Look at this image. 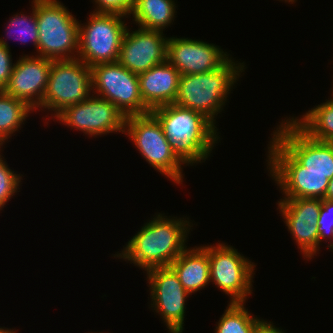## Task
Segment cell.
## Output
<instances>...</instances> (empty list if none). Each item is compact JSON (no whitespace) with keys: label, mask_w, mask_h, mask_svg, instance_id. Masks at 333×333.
I'll return each mask as SVG.
<instances>
[{"label":"cell","mask_w":333,"mask_h":333,"mask_svg":"<svg viewBox=\"0 0 333 333\" xmlns=\"http://www.w3.org/2000/svg\"><path fill=\"white\" fill-rule=\"evenodd\" d=\"M174 0H136L132 12L139 27L163 32L175 19Z\"/></svg>","instance_id":"cell-20"},{"label":"cell","mask_w":333,"mask_h":333,"mask_svg":"<svg viewBox=\"0 0 333 333\" xmlns=\"http://www.w3.org/2000/svg\"><path fill=\"white\" fill-rule=\"evenodd\" d=\"M34 110L25 102L0 90V147L24 124Z\"/></svg>","instance_id":"cell-22"},{"label":"cell","mask_w":333,"mask_h":333,"mask_svg":"<svg viewBox=\"0 0 333 333\" xmlns=\"http://www.w3.org/2000/svg\"><path fill=\"white\" fill-rule=\"evenodd\" d=\"M319 245L321 241L330 239L329 248L333 249V202L322 199V207L320 209L318 222ZM332 240V241H331Z\"/></svg>","instance_id":"cell-26"},{"label":"cell","mask_w":333,"mask_h":333,"mask_svg":"<svg viewBox=\"0 0 333 333\" xmlns=\"http://www.w3.org/2000/svg\"><path fill=\"white\" fill-rule=\"evenodd\" d=\"M179 71L167 60L138 75L140 94L151 111L173 104L178 94Z\"/></svg>","instance_id":"cell-18"},{"label":"cell","mask_w":333,"mask_h":333,"mask_svg":"<svg viewBox=\"0 0 333 333\" xmlns=\"http://www.w3.org/2000/svg\"><path fill=\"white\" fill-rule=\"evenodd\" d=\"M10 46L0 37V90H4L9 82L15 63H12Z\"/></svg>","instance_id":"cell-28"},{"label":"cell","mask_w":333,"mask_h":333,"mask_svg":"<svg viewBox=\"0 0 333 333\" xmlns=\"http://www.w3.org/2000/svg\"><path fill=\"white\" fill-rule=\"evenodd\" d=\"M273 137L300 163V173L333 177V143L308 136L292 119L282 120Z\"/></svg>","instance_id":"cell-11"},{"label":"cell","mask_w":333,"mask_h":333,"mask_svg":"<svg viewBox=\"0 0 333 333\" xmlns=\"http://www.w3.org/2000/svg\"><path fill=\"white\" fill-rule=\"evenodd\" d=\"M146 272L152 310L154 308L161 316L170 333H182L185 303L190 294L184 289L170 266L155 267Z\"/></svg>","instance_id":"cell-13"},{"label":"cell","mask_w":333,"mask_h":333,"mask_svg":"<svg viewBox=\"0 0 333 333\" xmlns=\"http://www.w3.org/2000/svg\"><path fill=\"white\" fill-rule=\"evenodd\" d=\"M210 281L228 296L230 303H245L252 294L255 263L225 243L208 245Z\"/></svg>","instance_id":"cell-10"},{"label":"cell","mask_w":333,"mask_h":333,"mask_svg":"<svg viewBox=\"0 0 333 333\" xmlns=\"http://www.w3.org/2000/svg\"><path fill=\"white\" fill-rule=\"evenodd\" d=\"M150 112L161 124L172 146L191 166L206 161L220 138L217 127L204 115L191 109L173 103Z\"/></svg>","instance_id":"cell-2"},{"label":"cell","mask_w":333,"mask_h":333,"mask_svg":"<svg viewBox=\"0 0 333 333\" xmlns=\"http://www.w3.org/2000/svg\"><path fill=\"white\" fill-rule=\"evenodd\" d=\"M244 304L229 303L215 326V333H256L266 321L251 315Z\"/></svg>","instance_id":"cell-23"},{"label":"cell","mask_w":333,"mask_h":333,"mask_svg":"<svg viewBox=\"0 0 333 333\" xmlns=\"http://www.w3.org/2000/svg\"><path fill=\"white\" fill-rule=\"evenodd\" d=\"M282 1H283V0H282ZM286 1H287L288 3L291 2V3L293 4L296 0H285V2H286Z\"/></svg>","instance_id":"cell-32"},{"label":"cell","mask_w":333,"mask_h":333,"mask_svg":"<svg viewBox=\"0 0 333 333\" xmlns=\"http://www.w3.org/2000/svg\"><path fill=\"white\" fill-rule=\"evenodd\" d=\"M16 331H17V330H14V329L11 330V329H9V328L7 329V328H4V327H3V328L0 327V333H16Z\"/></svg>","instance_id":"cell-31"},{"label":"cell","mask_w":333,"mask_h":333,"mask_svg":"<svg viewBox=\"0 0 333 333\" xmlns=\"http://www.w3.org/2000/svg\"><path fill=\"white\" fill-rule=\"evenodd\" d=\"M183 218H169L158 213L114 255L145 271L166 267L187 248L185 242L193 224ZM192 224V225H191ZM191 225V226H190Z\"/></svg>","instance_id":"cell-1"},{"label":"cell","mask_w":333,"mask_h":333,"mask_svg":"<svg viewBox=\"0 0 333 333\" xmlns=\"http://www.w3.org/2000/svg\"><path fill=\"white\" fill-rule=\"evenodd\" d=\"M277 204L304 259H312L320 249L317 222L322 199L281 198Z\"/></svg>","instance_id":"cell-14"},{"label":"cell","mask_w":333,"mask_h":333,"mask_svg":"<svg viewBox=\"0 0 333 333\" xmlns=\"http://www.w3.org/2000/svg\"><path fill=\"white\" fill-rule=\"evenodd\" d=\"M323 199L333 202V177L329 180L328 188Z\"/></svg>","instance_id":"cell-30"},{"label":"cell","mask_w":333,"mask_h":333,"mask_svg":"<svg viewBox=\"0 0 333 333\" xmlns=\"http://www.w3.org/2000/svg\"><path fill=\"white\" fill-rule=\"evenodd\" d=\"M256 333H285L282 331V329L277 328L273 323L271 322H265Z\"/></svg>","instance_id":"cell-29"},{"label":"cell","mask_w":333,"mask_h":333,"mask_svg":"<svg viewBox=\"0 0 333 333\" xmlns=\"http://www.w3.org/2000/svg\"><path fill=\"white\" fill-rule=\"evenodd\" d=\"M138 28L135 31L126 28L118 62L139 75L167 60L168 37L161 31Z\"/></svg>","instance_id":"cell-15"},{"label":"cell","mask_w":333,"mask_h":333,"mask_svg":"<svg viewBox=\"0 0 333 333\" xmlns=\"http://www.w3.org/2000/svg\"><path fill=\"white\" fill-rule=\"evenodd\" d=\"M91 77L92 93L113 103L125 117L150 112L140 94L138 74L118 61L94 65Z\"/></svg>","instance_id":"cell-8"},{"label":"cell","mask_w":333,"mask_h":333,"mask_svg":"<svg viewBox=\"0 0 333 333\" xmlns=\"http://www.w3.org/2000/svg\"><path fill=\"white\" fill-rule=\"evenodd\" d=\"M0 147V153H1ZM0 154V210L4 208L8 200L11 199L18 191L19 184L22 177L20 174L14 173L10 167H8L4 157ZM3 159V160H2Z\"/></svg>","instance_id":"cell-25"},{"label":"cell","mask_w":333,"mask_h":333,"mask_svg":"<svg viewBox=\"0 0 333 333\" xmlns=\"http://www.w3.org/2000/svg\"><path fill=\"white\" fill-rule=\"evenodd\" d=\"M229 55L213 43L168 37L167 61L179 71L180 75L215 71L230 59Z\"/></svg>","instance_id":"cell-16"},{"label":"cell","mask_w":333,"mask_h":333,"mask_svg":"<svg viewBox=\"0 0 333 333\" xmlns=\"http://www.w3.org/2000/svg\"><path fill=\"white\" fill-rule=\"evenodd\" d=\"M35 14L38 56L52 60L77 58L79 21L67 7L58 0H35Z\"/></svg>","instance_id":"cell-5"},{"label":"cell","mask_w":333,"mask_h":333,"mask_svg":"<svg viewBox=\"0 0 333 333\" xmlns=\"http://www.w3.org/2000/svg\"><path fill=\"white\" fill-rule=\"evenodd\" d=\"M51 66L52 59L38 55L19 57L3 91L25 102L33 110H38L46 91Z\"/></svg>","instance_id":"cell-17"},{"label":"cell","mask_w":333,"mask_h":333,"mask_svg":"<svg viewBox=\"0 0 333 333\" xmlns=\"http://www.w3.org/2000/svg\"><path fill=\"white\" fill-rule=\"evenodd\" d=\"M169 266L190 295L204 289L211 282L207 245L186 248Z\"/></svg>","instance_id":"cell-19"},{"label":"cell","mask_w":333,"mask_h":333,"mask_svg":"<svg viewBox=\"0 0 333 333\" xmlns=\"http://www.w3.org/2000/svg\"><path fill=\"white\" fill-rule=\"evenodd\" d=\"M125 134L154 170L173 182L182 184V165L189 166L191 163L172 146L161 124L151 112L126 117Z\"/></svg>","instance_id":"cell-4"},{"label":"cell","mask_w":333,"mask_h":333,"mask_svg":"<svg viewBox=\"0 0 333 333\" xmlns=\"http://www.w3.org/2000/svg\"><path fill=\"white\" fill-rule=\"evenodd\" d=\"M91 68L78 58L52 60L46 91L39 109L54 111L56 117L68 106L90 97Z\"/></svg>","instance_id":"cell-7"},{"label":"cell","mask_w":333,"mask_h":333,"mask_svg":"<svg viewBox=\"0 0 333 333\" xmlns=\"http://www.w3.org/2000/svg\"><path fill=\"white\" fill-rule=\"evenodd\" d=\"M32 13L30 16L25 14H16L9 19V23L6 28L8 34L12 32L10 30L18 31V41L21 43H27L29 40L32 42L37 50L38 45V24L35 14V0L32 1ZM11 28V29H10ZM14 33V34H16ZM6 34V35H8ZM11 36V35H10ZM13 36V35H12ZM16 36V35H15ZM16 39V38H15Z\"/></svg>","instance_id":"cell-24"},{"label":"cell","mask_w":333,"mask_h":333,"mask_svg":"<svg viewBox=\"0 0 333 333\" xmlns=\"http://www.w3.org/2000/svg\"><path fill=\"white\" fill-rule=\"evenodd\" d=\"M125 16L112 13H90L88 22H79L77 58L90 68L97 64L117 62L121 41L127 28Z\"/></svg>","instance_id":"cell-6"},{"label":"cell","mask_w":333,"mask_h":333,"mask_svg":"<svg viewBox=\"0 0 333 333\" xmlns=\"http://www.w3.org/2000/svg\"><path fill=\"white\" fill-rule=\"evenodd\" d=\"M97 6L96 13L120 14L128 18L131 16L136 0H93Z\"/></svg>","instance_id":"cell-27"},{"label":"cell","mask_w":333,"mask_h":333,"mask_svg":"<svg viewBox=\"0 0 333 333\" xmlns=\"http://www.w3.org/2000/svg\"><path fill=\"white\" fill-rule=\"evenodd\" d=\"M55 119L90 137L125 132V115L113 103L93 94L85 101L68 106Z\"/></svg>","instance_id":"cell-12"},{"label":"cell","mask_w":333,"mask_h":333,"mask_svg":"<svg viewBox=\"0 0 333 333\" xmlns=\"http://www.w3.org/2000/svg\"><path fill=\"white\" fill-rule=\"evenodd\" d=\"M332 99L311 108L302 117L291 119L315 140L333 143V92Z\"/></svg>","instance_id":"cell-21"},{"label":"cell","mask_w":333,"mask_h":333,"mask_svg":"<svg viewBox=\"0 0 333 333\" xmlns=\"http://www.w3.org/2000/svg\"><path fill=\"white\" fill-rule=\"evenodd\" d=\"M234 61L231 57L212 72L180 75L174 104L201 113L215 125V116L222 112L228 94L246 69L244 62Z\"/></svg>","instance_id":"cell-3"},{"label":"cell","mask_w":333,"mask_h":333,"mask_svg":"<svg viewBox=\"0 0 333 333\" xmlns=\"http://www.w3.org/2000/svg\"><path fill=\"white\" fill-rule=\"evenodd\" d=\"M268 153L267 167L283 198H324L328 174L300 173V163L274 137L269 142Z\"/></svg>","instance_id":"cell-9"}]
</instances>
